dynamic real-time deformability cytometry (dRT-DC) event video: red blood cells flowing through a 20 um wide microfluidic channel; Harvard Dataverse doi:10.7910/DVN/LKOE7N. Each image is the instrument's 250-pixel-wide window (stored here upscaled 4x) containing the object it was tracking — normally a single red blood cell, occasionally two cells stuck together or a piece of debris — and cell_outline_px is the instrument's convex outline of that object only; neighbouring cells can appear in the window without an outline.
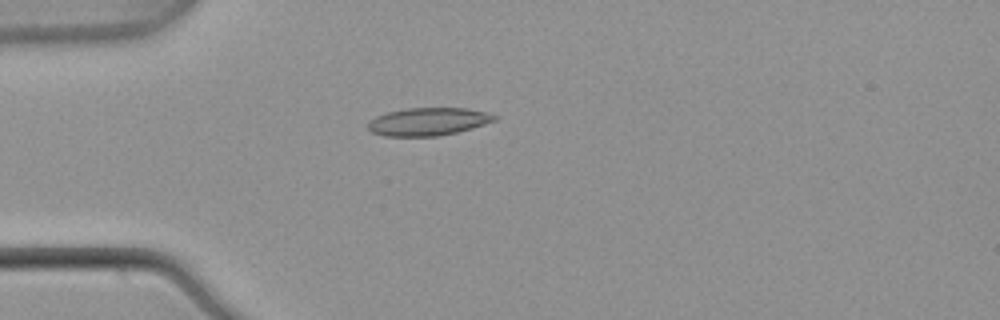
{"species": "common noctule bat (a hibernating species)", "species_latin": "Nyctalus noctula", "temperature_condition": "warm", "stored_images_in_passage": 39, "camera_frame_rate_fps": 3000, "um_per_image_px": 0.085, "animal": {"sex": "male", "body_mass_g": 21.5, "forearm_length_mm": 52.0}, "frame": {"image": 1, "passage_image": 1, "time_ms": 0.0, "image_size_px": [1000, 320], "cell_outline_px": [[496, 120], [472, 128], [440, 136], [384, 136], [372, 132], [368, 128], [368, 124], [376, 116], [388, 112], [408, 108], [468, 108], [484, 112], [496, 116]], "centroid_in_image_um": [36.39, 10.34], "position_along_channel_um": 48.6, "area_um2": 20.29}}
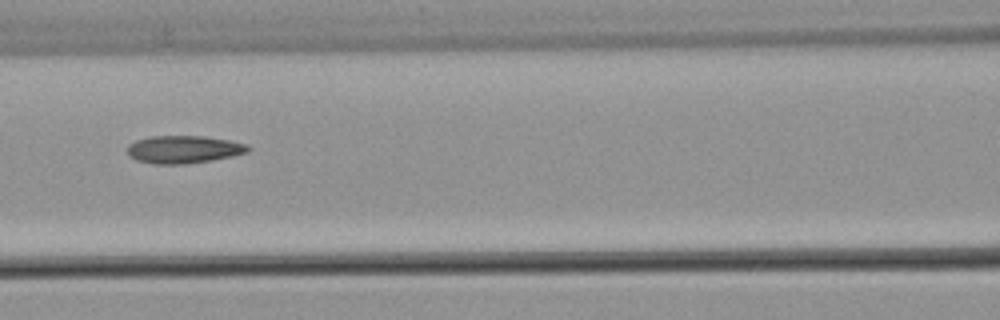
{"frame": {"image": 2, "passage_image": 10, "time_ms": 3.0, "image_size_px": [1000, 320], "cell_outline_px": [[252, 148], [248, 152], [232, 156], [212, 160], [184, 164], [152, 164], [136, 160], [128, 156], [128, 144], [136, 140], [152, 136], [204, 136], [228, 140], [244, 144]], "centroid_in_image_um": [15.58, 12.7], "position_along_channel_um": 151.0, "area_um2": 19.48}}
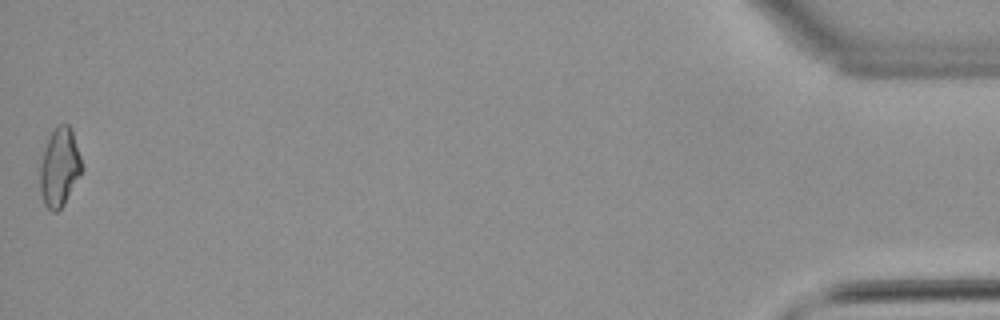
{"frame": {"image": 3, "passage_image": 39, "time_ms": 12.667, "image_size_px": [1000, 320], "cell_outline_px": [[84, 168], [64, 204], [56, 212], [52, 212], [44, 204], [40, 192], [40, 164], [48, 140], [56, 124], [68, 124], [72, 128]], "centroid_in_image_um": [5.08, 14.22], "position_along_channel_um": 430.1, "area_um2": 19.13}, "authors_computed_cell_mechanics": {"area_um2": 18.8428, "velocity_mm_per_s": 3.893, "shape_relaxation_time_tau1_ms": null, "shape_relaxation_time_tau2_ms": 5.556, "deformation_change_tau1": null, "deformation_change_tau2": 0.1276}}